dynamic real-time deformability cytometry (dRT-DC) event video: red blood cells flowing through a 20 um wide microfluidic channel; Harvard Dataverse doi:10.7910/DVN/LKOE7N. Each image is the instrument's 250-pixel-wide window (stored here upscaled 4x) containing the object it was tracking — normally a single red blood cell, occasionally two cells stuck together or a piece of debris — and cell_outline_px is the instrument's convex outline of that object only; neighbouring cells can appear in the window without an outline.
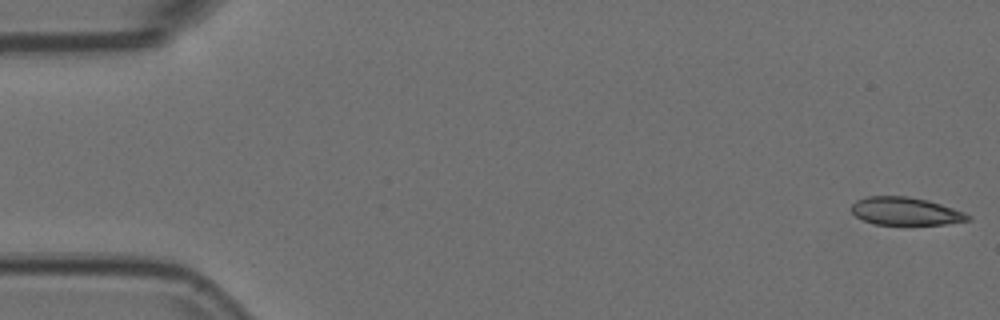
{"species": "Egyptian fruit bat (a non-hibernating species)", "species_latin": "Rousettus aegyptiacus", "temperature_condition": "room temperature", "stored_images_in_passage": 11, "camera_frame_rate_fps": 3000, "um_per_image_px": 0.085, "animal": {"sex": "female"}, "frame": {"image": 1, "passage_image": 1, "time_ms": 0.0, "image_size_px": [1000, 320], "cell_outline_px": [[972, 220], [944, 224], [876, 224], [864, 220], [856, 216], [848, 208], [856, 200], [864, 196], [908, 196], [928, 200], [964, 212], [972, 216]], "centroid_in_image_um": [76.95, 17.94], "position_along_channel_um": 8.1, "area_um2": 18.96}}